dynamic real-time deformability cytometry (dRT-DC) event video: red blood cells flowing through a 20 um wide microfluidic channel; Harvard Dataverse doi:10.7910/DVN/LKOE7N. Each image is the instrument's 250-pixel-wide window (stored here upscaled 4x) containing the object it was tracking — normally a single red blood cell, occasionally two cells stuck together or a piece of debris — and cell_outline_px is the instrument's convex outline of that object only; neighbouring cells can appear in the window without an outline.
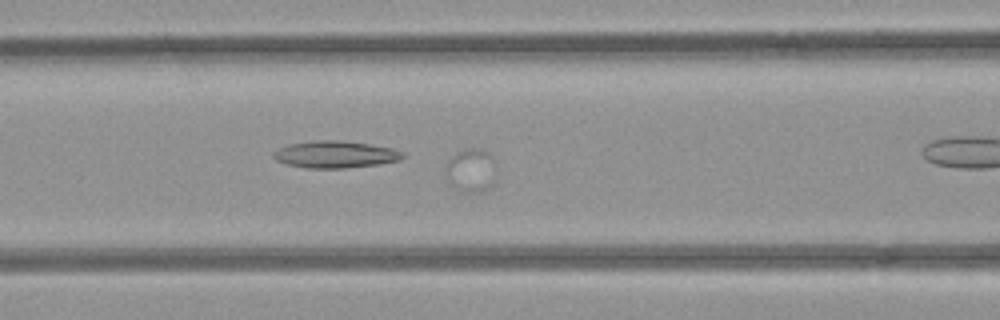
{"species": "common noctule bat (a hibernating species)", "species_latin": "Nyctalus noctula", "temperature_condition": "room temperature", "stored_images_in_passage": 14, "camera_frame_rate_fps": 3000, "um_per_image_px": 0.085, "animal": {"sex": "female", "body_mass_g": 21.9}, "frame": {"image": 1, "passage_image": 7, "time_ms": 2.0, "image_size_px": [1000, 320], "cell_outline_px": [[496, 184], [480, 192], [460, 192], [448, 184], [448, 164], [452, 156], [456, 152], [472, 148], [476, 148], [488, 152], [492, 156], [496, 164]], "centroid_in_image_um": [40.11, 14.52], "position_along_channel_um": 126.5, "area_um2": 13.01}}